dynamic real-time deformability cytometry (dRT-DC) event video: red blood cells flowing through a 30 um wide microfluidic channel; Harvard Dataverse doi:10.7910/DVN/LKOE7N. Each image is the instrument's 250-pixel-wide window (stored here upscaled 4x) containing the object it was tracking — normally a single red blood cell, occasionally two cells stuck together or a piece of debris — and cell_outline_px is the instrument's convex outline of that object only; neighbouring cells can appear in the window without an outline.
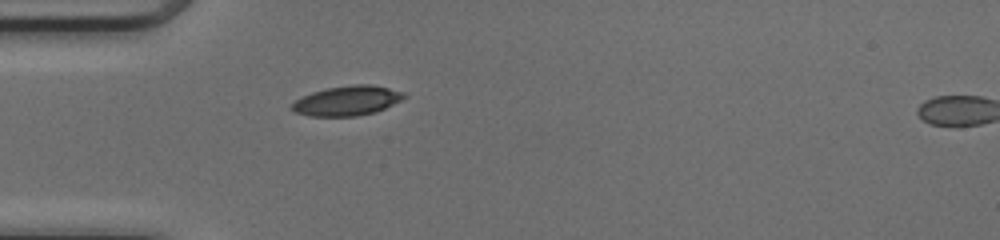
{"species": "common noctule bat (a hibernating species)", "species_latin": "Nyctalus noctula", "temperature_condition": "cold", "stored_images_in_passage": 36, "camera_frame_rate_fps": 3000, "um_per_image_px": 0.085, "animal": {"sex": "female", "body_mass_g": 17.0, "forearm_length_mm": 48.0}, "frame": {"image": 1, "passage_image": 1, "time_ms": 0.0, "image_size_px": [1000, 240], "cell_outline_px": [[408, 96], [376, 112], [356, 116], [308, 116], [296, 112], [288, 108], [300, 96], [324, 88], [352, 84], [372, 84], [404, 92]], "centroid_in_image_um": [29.47, 8.55], "position_along_channel_um": 55.5, "area_um2": 19.59}}
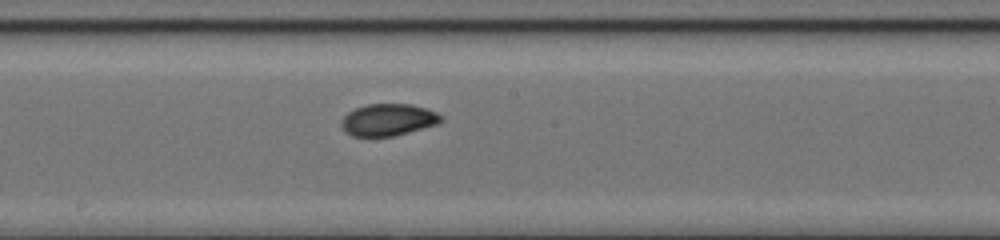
{"frame": {"image": 2, "passage_image": 13, "time_ms": 4.0, "image_size_px": [1000, 240], "cell_outline_px": [[444, 120], [436, 124], [392, 136], [352, 136], [344, 132], [340, 124], [340, 120], [348, 112], [356, 108], [368, 104], [412, 104], [428, 108], [444, 116]], "centroid_in_image_um": [32.98, 10.17], "position_along_channel_um": 215.2, "area_um2": 18.61}}
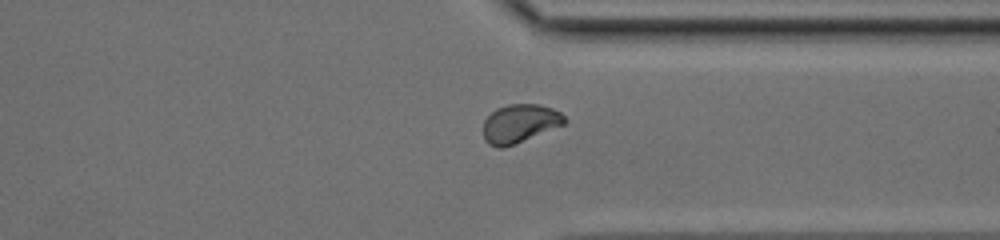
{"frame": {"image": 3, "passage_image": 24, "time_ms": 7.667, "image_size_px": [1000, 240], "cell_outline_px": [[568, 124], [504, 148], [496, 148], [488, 144], [484, 140], [484, 120], [496, 108], [508, 104], [540, 104], [552, 108], [560, 112], [568, 120]], "centroid_in_image_um": [44.22, 10.51], "position_along_channel_um": 367.2, "area_um2": 18.61}, "authors_computed_cell_mechanics": {"area_um2": 18.8428, "velocity_mm_per_s": 4.1586, "shape_relaxation_time_tau1_ms": 3.726, "shape_relaxation_time_tau2_ms": 1.7832, "deformation_change_tau1": 0.1307, "deformation_change_tau2": 0.0508}}